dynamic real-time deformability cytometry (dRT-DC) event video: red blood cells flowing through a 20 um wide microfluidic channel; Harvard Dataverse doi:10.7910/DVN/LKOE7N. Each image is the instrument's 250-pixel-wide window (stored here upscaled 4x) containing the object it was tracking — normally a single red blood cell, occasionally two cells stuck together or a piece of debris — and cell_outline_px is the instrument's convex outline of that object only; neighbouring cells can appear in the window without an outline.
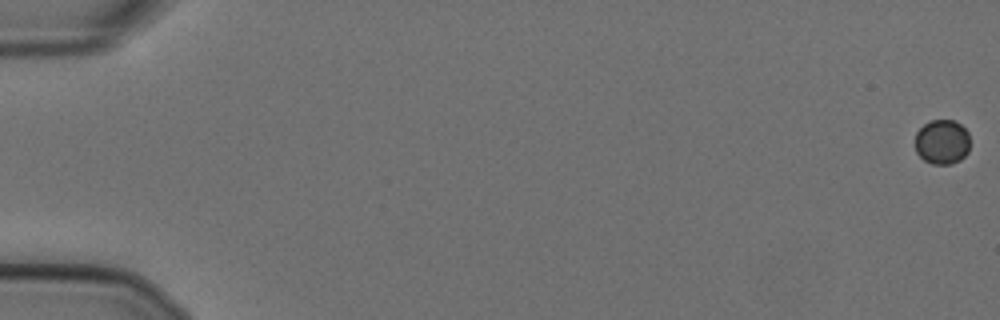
{"species": "Egyptian fruit bat (a non-hibernating species)", "species_latin": "Rousettus aegyptiacus", "temperature_condition": "cold", "stored_images_in_passage": 14, "camera_frame_rate_fps": 3000, "um_per_image_px": 0.085, "animal": {"sex": "female"}, "frame": {"image": 1, "passage_image": 1, "time_ms": 0.0, "image_size_px": [1000, 320], "cell_outline_px": [[968, 152], [960, 160], [952, 164], [932, 164], [924, 160], [916, 152], [916, 132], [924, 124], [932, 120], [956, 120], [968, 132]], "centroid_in_image_um": [80.07, 12.06], "position_along_channel_um": 4.9, "area_um2": 14.28}}
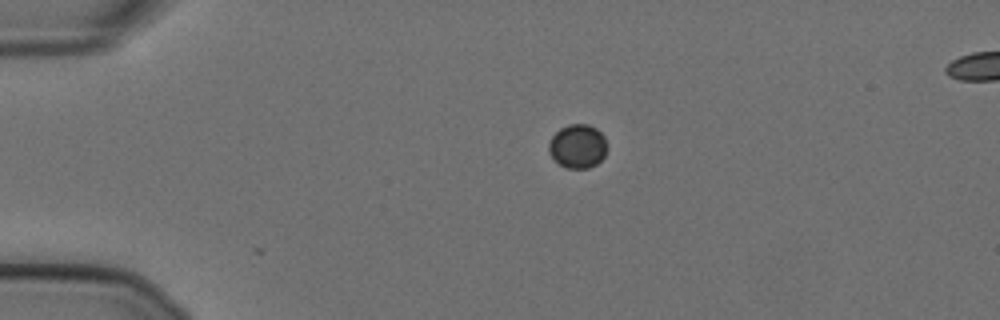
{"frame": {"image": 2, "passage_image": 14, "time_ms": 4.333, "image_size_px": [1000, 320], "cell_outline_px": [[608, 148], [604, 156], [596, 164], [588, 168], [564, 168], [548, 152], [548, 144], [552, 136], [560, 128], [568, 124], [588, 124], [596, 128], [604, 136]], "centroid_in_image_um": [49.11, 12.42], "position_along_channel_um": 35.9, "area_um2": 14.97}}